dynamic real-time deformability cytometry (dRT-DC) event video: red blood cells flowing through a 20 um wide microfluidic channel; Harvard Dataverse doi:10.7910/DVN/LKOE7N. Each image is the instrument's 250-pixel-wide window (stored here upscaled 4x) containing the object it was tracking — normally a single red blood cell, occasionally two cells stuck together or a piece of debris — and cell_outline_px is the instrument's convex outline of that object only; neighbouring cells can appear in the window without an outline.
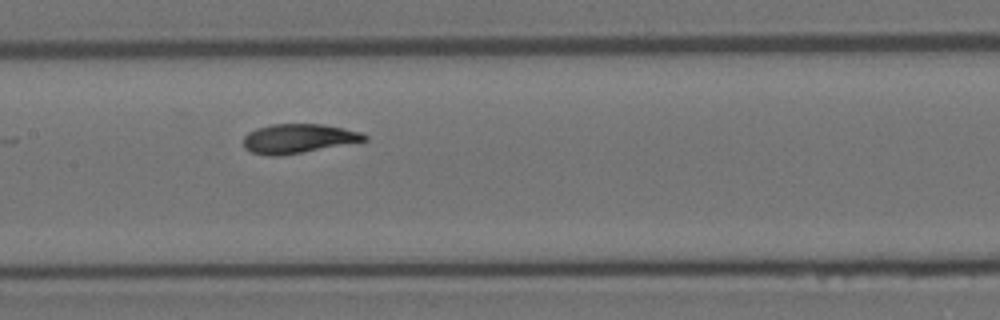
{"species": "Egyptian fruit bat (a non-hibernating species)", "species_latin": "Rousettus aegyptiacus", "temperature_condition": "room temperature", "stored_images_in_passage": 8, "camera_frame_rate_fps": 3000, "um_per_image_px": 0.085, "animal": {"sex": "female"}, "frame": {"image": 1, "passage_image": 7, "time_ms": 2.0, "image_size_px": [1000, 320], "cell_outline_px": [[368, 140], [300, 152], [276, 156], [272, 156], [252, 152], [244, 148], [244, 136], [248, 132], [256, 128], [272, 124], [324, 124], [344, 128], [360, 132], [368, 136]], "centroid_in_image_um": [25.34, 11.76], "position_along_channel_um": 182.1, "area_um2": 20.35}}
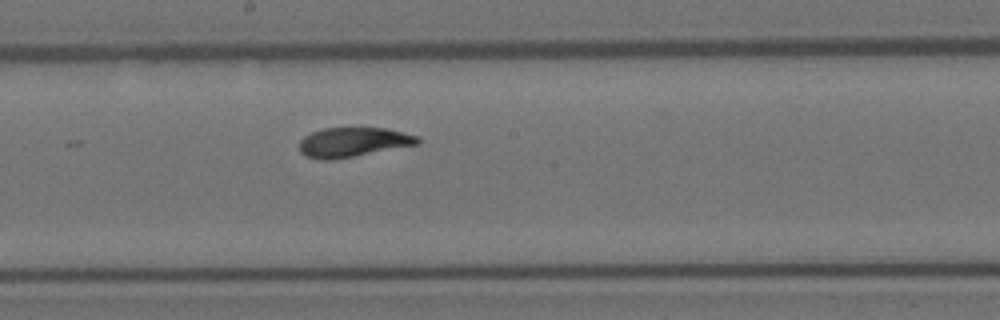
{"frame": {"image": 2, "passage_image": 8, "time_ms": 2.333, "image_size_px": [1000, 320], "cell_outline_px": [[420, 144], [332, 160], [320, 160], [304, 156], [300, 152], [300, 140], [304, 136], [312, 132], [324, 128], [384, 128], [404, 132], [420, 136]], "centroid_in_image_um": [30.02, 12.09], "position_along_channel_um": 218.2, "area_um2": 20.46}}